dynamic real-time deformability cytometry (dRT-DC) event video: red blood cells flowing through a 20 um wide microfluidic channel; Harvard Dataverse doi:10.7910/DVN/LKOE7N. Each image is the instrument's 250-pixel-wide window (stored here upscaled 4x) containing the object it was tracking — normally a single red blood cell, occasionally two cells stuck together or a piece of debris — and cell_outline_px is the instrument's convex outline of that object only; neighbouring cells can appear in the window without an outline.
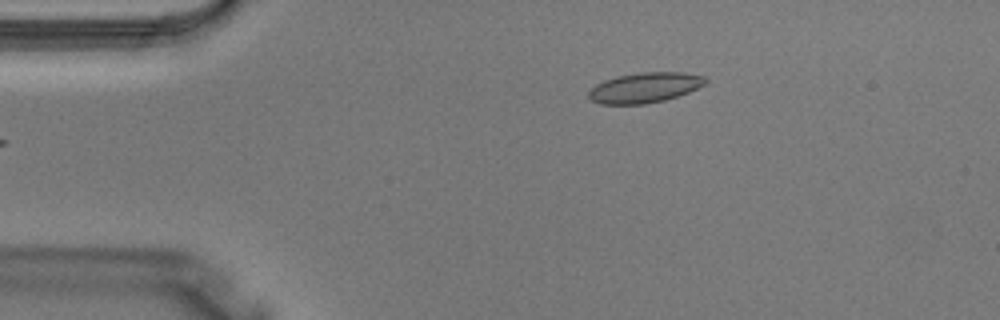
{"species": "Egyptian fruit bat (a non-hibernating species)", "species_latin": "Rousettus aegyptiacus", "temperature_condition": "warm", "stored_images_in_passage": 4, "camera_frame_rate_fps": 3000, "um_per_image_px": 0.085, "animal": {"sex": "male"}, "frame": {"image": 1, "passage_image": 4, "time_ms": 1.0, "image_size_px": [1000, 320], "cell_outline_px": [[708, 80], [704, 84], [688, 92], [664, 100], [644, 104], [600, 104], [592, 100], [588, 96], [588, 92], [596, 84], [604, 80], [616, 76], [640, 72], [684, 72], [704, 76]], "centroid_in_image_um": [54.79, 7.44], "position_along_channel_um": 30.2, "area_um2": 20.46}}